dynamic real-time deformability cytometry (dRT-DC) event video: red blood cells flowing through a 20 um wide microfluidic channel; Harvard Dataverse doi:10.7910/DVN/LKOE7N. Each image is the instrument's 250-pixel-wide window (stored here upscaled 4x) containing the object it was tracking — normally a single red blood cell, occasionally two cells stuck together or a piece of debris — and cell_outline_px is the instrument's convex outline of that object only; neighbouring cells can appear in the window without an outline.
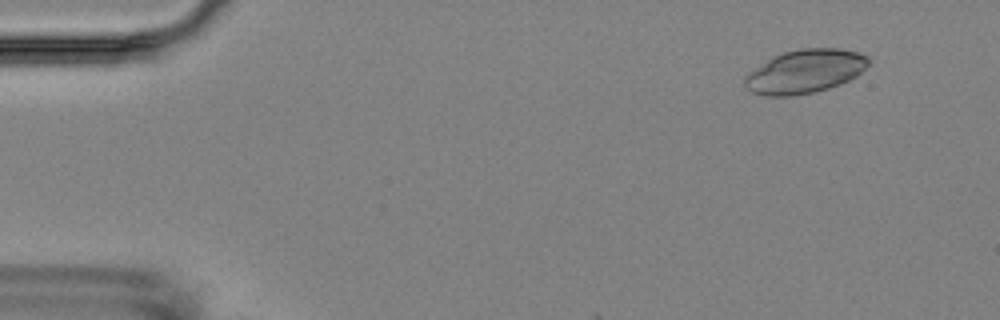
{"species": "Egyptian fruit bat (a non-hibernating species)", "species_latin": "Rousettus aegyptiacus", "temperature_condition": "room temperature", "stored_images_in_passage": 3, "camera_frame_rate_fps": 3000, "um_per_image_px": 0.085, "animal": {"sex": "female"}, "frame": {"image": 1, "passage_image": 1, "time_ms": 0.0, "image_size_px": [1000, 320], "cell_outline_px": [[868, 64], [856, 76], [840, 84], [828, 88], [812, 92], [792, 96], [764, 96], [752, 92], [744, 84], [744, 76], [748, 72], [768, 60], [784, 52], [800, 48], [840, 48], [860, 52], [868, 56]], "centroid_in_image_um": [68.42, 6.06], "position_along_channel_um": 16.6, "area_um2": 31.27}}